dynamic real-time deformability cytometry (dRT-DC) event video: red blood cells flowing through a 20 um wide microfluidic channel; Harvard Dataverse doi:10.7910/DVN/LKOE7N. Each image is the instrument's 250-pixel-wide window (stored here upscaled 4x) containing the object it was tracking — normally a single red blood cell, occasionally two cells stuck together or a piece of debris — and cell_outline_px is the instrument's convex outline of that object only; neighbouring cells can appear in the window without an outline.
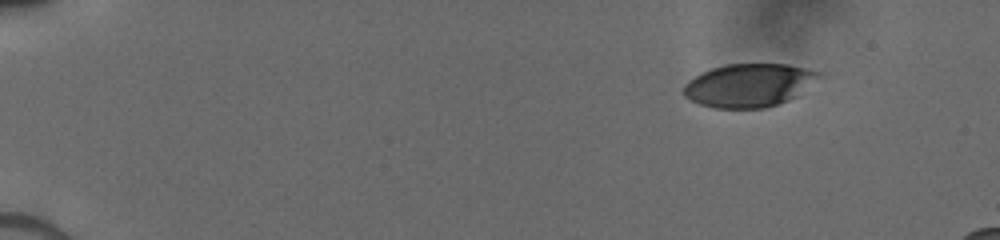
{"species": "human", "species_latin": "Homo sapiens", "temperature_condition": "cold", "stored_images_in_passage": 11, "camera_frame_rate_fps": 3000, "um_per_image_px": 0.085, "donor": {"sex": "male"}, "frame": {"image": 1, "passage_image": 1, "time_ms": 0.0, "image_size_px": [1000, 240], "cell_outline_px": [[820, 72], [796, 96], [788, 100], [768, 108], [716, 108], [700, 104], [688, 100], [680, 92], [684, 84], [688, 80], [712, 68], [728, 64], [788, 64]], "centroid_in_image_um": [63.54, 7.26], "position_along_channel_um": 21.5, "area_um2": 33.64}}